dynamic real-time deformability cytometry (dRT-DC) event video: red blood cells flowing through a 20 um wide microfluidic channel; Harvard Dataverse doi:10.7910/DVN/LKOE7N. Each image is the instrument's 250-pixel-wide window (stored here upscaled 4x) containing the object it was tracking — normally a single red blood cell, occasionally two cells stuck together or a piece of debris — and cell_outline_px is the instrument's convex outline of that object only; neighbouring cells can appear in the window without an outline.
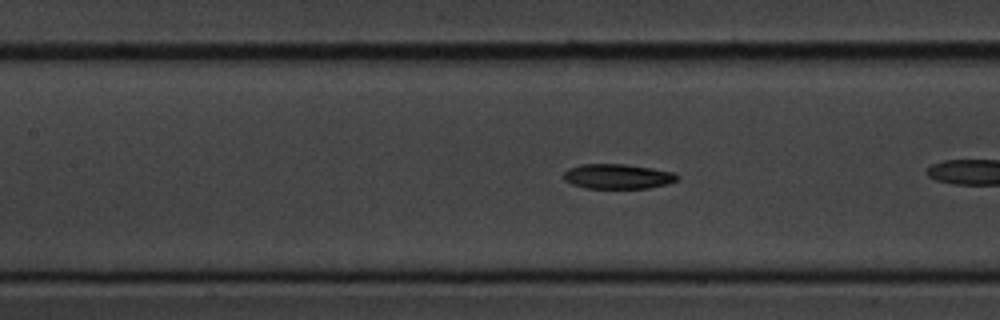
{"species": "common noctule bat (a hibernating species)", "species_latin": "Nyctalus noctula", "temperature_condition": "cold", "stored_images_in_passage": 29, "camera_frame_rate_fps": 3000, "um_per_image_px": 0.085, "animal": {"sex": "male", "body_mass_g": 20.1, "forearm_length_mm": 53.5}, "frame": {"image": 1, "passage_image": 9, "time_ms": 2.667, "image_size_px": [1000, 320], "cell_outline_px": [[680, 176], [676, 180], [668, 184], [648, 188], [584, 188], [572, 184], [564, 180], [564, 172], [568, 168], [580, 164], [624, 164], [652, 168], [672, 172]], "centroid_in_image_um": [52.48, 14.99], "position_along_channel_um": 154.9, "area_um2": 16.47}}
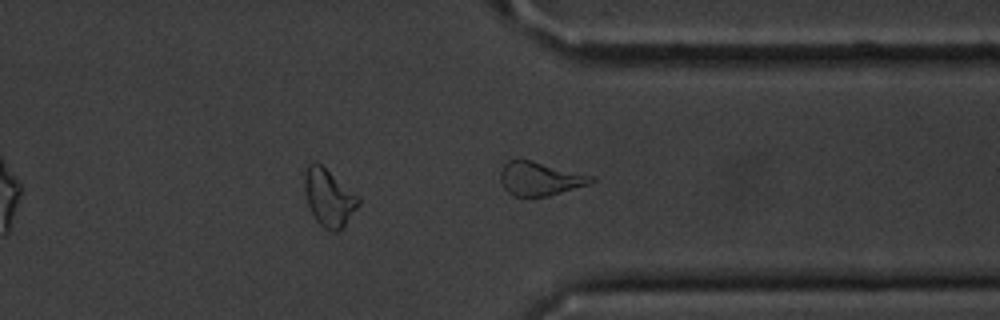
{"frame": {"image": 2, "passage_image": 29, "time_ms": 9.333, "image_size_px": [1000, 320], "cell_outline_px": [[596, 180], [588, 184], [548, 196], [532, 200], [512, 196], [504, 188], [500, 180], [500, 172], [504, 164], [508, 160], [532, 160], [596, 176]], "centroid_in_image_um": [45.88, 15.22], "position_along_channel_um": 365.5, "area_um2": 18.38}, "authors_computed_cell_mechanics": {"area_um2": 16.8776, "velocity_mm_per_s": 3.6251, "shape_relaxation_time_tau1_ms": 4.0125, "shape_relaxation_time_tau2_ms": null, "deformation_change_tau1": 0.0992, "deformation_change_tau2": null}}